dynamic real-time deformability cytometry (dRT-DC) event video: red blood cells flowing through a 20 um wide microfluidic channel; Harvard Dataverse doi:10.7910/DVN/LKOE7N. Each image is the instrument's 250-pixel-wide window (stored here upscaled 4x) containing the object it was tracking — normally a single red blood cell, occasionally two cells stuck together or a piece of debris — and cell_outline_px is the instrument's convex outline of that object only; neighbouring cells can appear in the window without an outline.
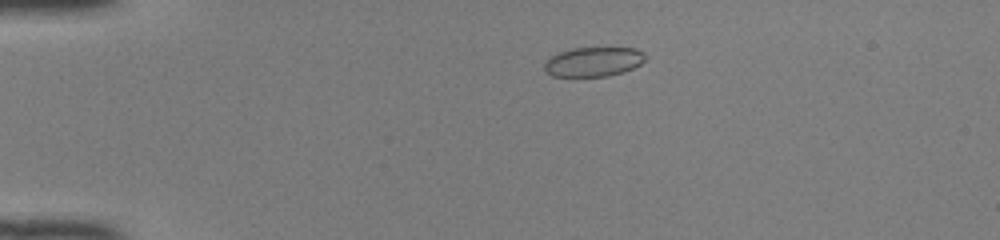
{"species": "common noctule bat (a hibernating species)", "species_latin": "Nyctalus noctula", "temperature_condition": "room temperature", "stored_images_in_passage": 41, "camera_frame_rate_fps": 3000, "um_per_image_px": 0.085, "animal": {"sex": "female", "body_mass_g": 22.0, "forearm_length_mm": 56.7}, "frame": {"image": 1, "passage_image": 3, "time_ms": 0.667, "image_size_px": [1000, 240], "cell_outline_px": [[648, 56], [640, 64], [632, 68], [608, 76], [552, 76], [544, 68], [544, 64], [552, 56], [560, 52], [572, 48], [636, 48], [644, 52]], "centroid_in_image_um": [50.48, 5.24], "position_along_channel_um": 34.5, "area_um2": 17.11}}
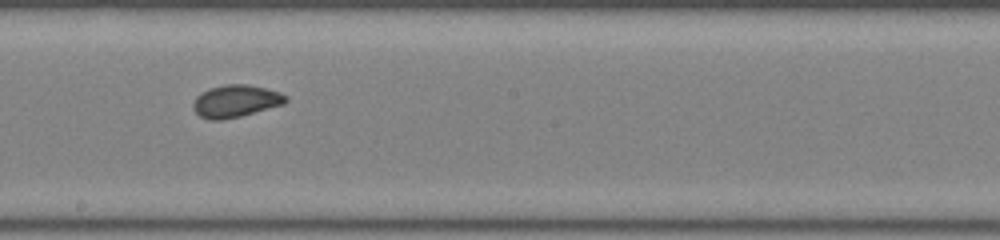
{"frame": {"image": 2, "passage_image": 21, "time_ms": 6.667, "image_size_px": [1000, 240], "cell_outline_px": [[288, 100], [284, 104], [240, 116], [220, 120], [208, 120], [200, 116], [192, 108], [192, 104], [196, 96], [200, 92], [208, 88], [224, 84], [248, 84], [280, 92], [288, 96]], "centroid_in_image_um": [20.01, 8.58], "position_along_channel_um": 228.2, "area_um2": 17.57}}
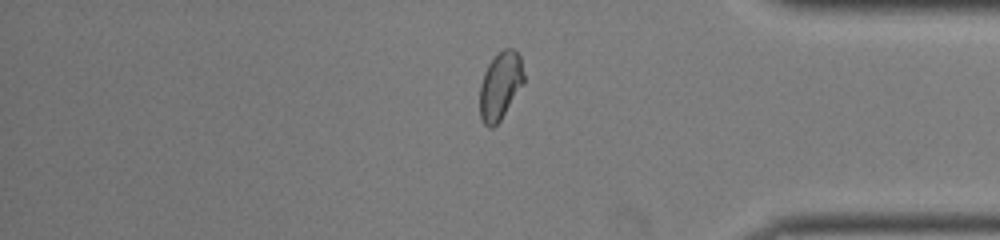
{"frame": {"image": 3, "passage_image": 34, "time_ms": 11.0, "image_size_px": [1000, 240], "cell_outline_px": [[524, 84], [500, 120], [492, 128], [488, 128], [484, 124], [480, 116], [480, 84], [484, 72], [488, 64], [496, 52], [504, 48], [512, 48], [520, 56], [524, 76]], "centroid_in_image_um": [42.52, 7.27], "position_along_channel_um": 392.7, "area_um2": 17.51}, "authors_computed_cell_mechanics": {"area_um2": 17.3978, "velocity_mm_per_s": 4.1451, "shape_relaxation_time_tau1_ms": 7.3353, "shape_relaxation_time_tau2_ms": null, "deformation_change_tau1": 0.1558, "deformation_change_tau2": null}}